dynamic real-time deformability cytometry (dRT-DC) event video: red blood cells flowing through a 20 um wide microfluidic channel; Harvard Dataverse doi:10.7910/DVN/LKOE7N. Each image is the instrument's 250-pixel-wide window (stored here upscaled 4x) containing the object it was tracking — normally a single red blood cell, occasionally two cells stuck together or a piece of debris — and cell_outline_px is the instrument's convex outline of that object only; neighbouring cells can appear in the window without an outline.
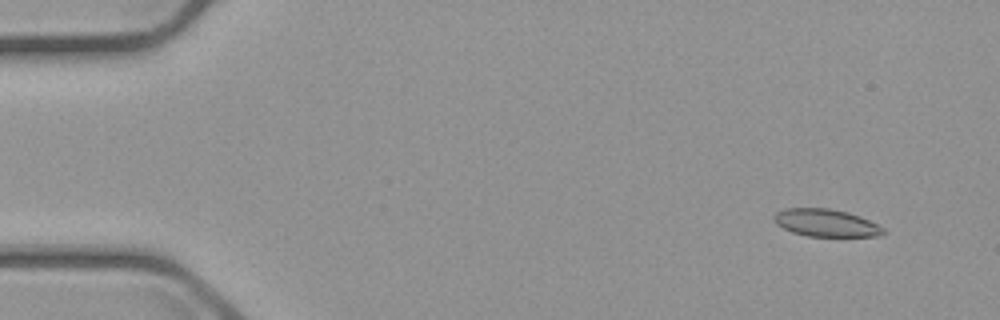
{"species": "common noctule bat (a hibernating species)", "species_latin": "Nyctalus noctula", "temperature_condition": "cold", "stored_images_in_passage": 10, "camera_frame_rate_fps": 3000, "um_per_image_px": 0.085, "animal": {"sex": "male", "body_mass_g": 23.1, "forearm_length_mm": 52.7}, "frame": {"image": 1, "passage_image": 1, "time_ms": 0.0, "image_size_px": [1000, 320], "cell_outline_px": [[884, 232], [880, 236], [808, 236], [792, 232], [776, 224], [772, 216], [776, 212], [784, 208], [828, 208], [848, 212], [860, 216], [884, 228]], "centroid_in_image_um": [70.17, 18.93], "position_along_channel_um": 14.8, "area_um2": 17.46}}
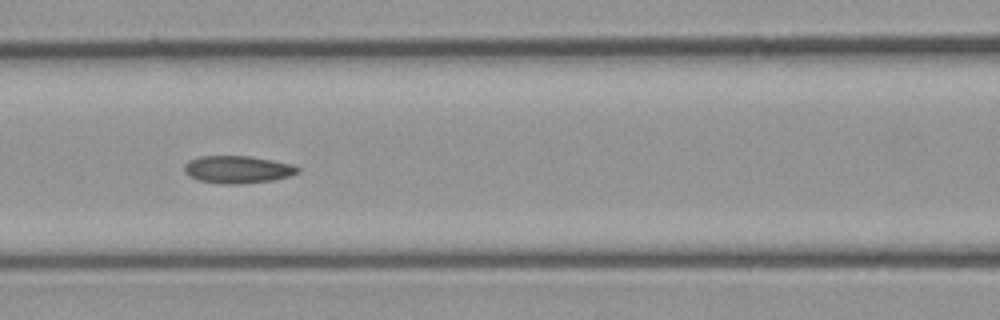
{"frame": {"image": 2, "passage_image": 6, "time_ms": 6.667, "image_size_px": [1000, 320], "cell_outline_px": [[300, 172], [292, 176], [272, 180], [240, 184], [224, 184], [200, 180], [188, 176], [184, 172], [184, 164], [188, 160], [200, 156], [248, 156], [272, 160], [292, 164], [300, 168]], "centroid_in_image_um": [20.2, 14.4], "position_along_channel_um": 146.4, "area_um2": 18.26}}
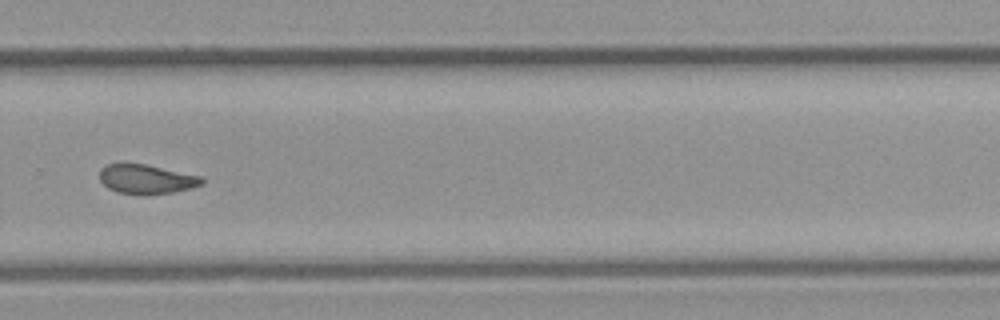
{"frame": {"image": 3, "passage_image": 10, "time_ms": 11.333, "image_size_px": [1000, 320], "cell_outline_px": [[204, 184], [192, 188], [172, 192], [144, 196], [116, 192], [108, 188], [100, 180], [100, 168], [108, 164], [144, 164], [200, 176], [204, 180]], "centroid_in_image_um": [12.44, 15.25], "position_along_channel_um": 317.4, "area_um2": 17.51}}